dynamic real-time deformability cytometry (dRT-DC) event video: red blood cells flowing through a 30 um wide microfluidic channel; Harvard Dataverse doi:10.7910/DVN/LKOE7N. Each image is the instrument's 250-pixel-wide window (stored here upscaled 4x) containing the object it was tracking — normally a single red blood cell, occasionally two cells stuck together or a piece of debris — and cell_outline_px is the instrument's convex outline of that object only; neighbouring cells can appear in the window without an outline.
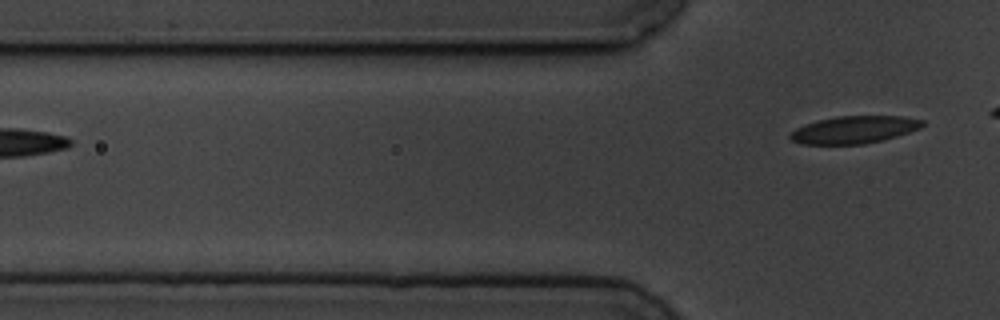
{"species": "common noctule bat (a hibernating species)", "species_latin": "Nyctalus noctula", "temperature_condition": "cold", "stored_images_in_passage": 3, "camera_frame_rate_fps": 3000, "um_per_image_px": 0.085, "animal": {"sex": "male", "body_mass_g": 19.5, "forearm_length_mm": 54.6}, "frame": {"image": 1, "passage_image": 3, "time_ms": 3.333, "image_size_px": [1000, 320], "cell_outline_px": [[924, 124], [920, 128], [896, 136], [864, 144], [800, 144], [792, 140], [788, 136], [796, 128], [804, 124], [836, 116], [904, 116], [924, 120]], "centroid_in_image_um": [72.59, 11.02], "position_along_channel_um": 53.2, "area_um2": 20.98}}